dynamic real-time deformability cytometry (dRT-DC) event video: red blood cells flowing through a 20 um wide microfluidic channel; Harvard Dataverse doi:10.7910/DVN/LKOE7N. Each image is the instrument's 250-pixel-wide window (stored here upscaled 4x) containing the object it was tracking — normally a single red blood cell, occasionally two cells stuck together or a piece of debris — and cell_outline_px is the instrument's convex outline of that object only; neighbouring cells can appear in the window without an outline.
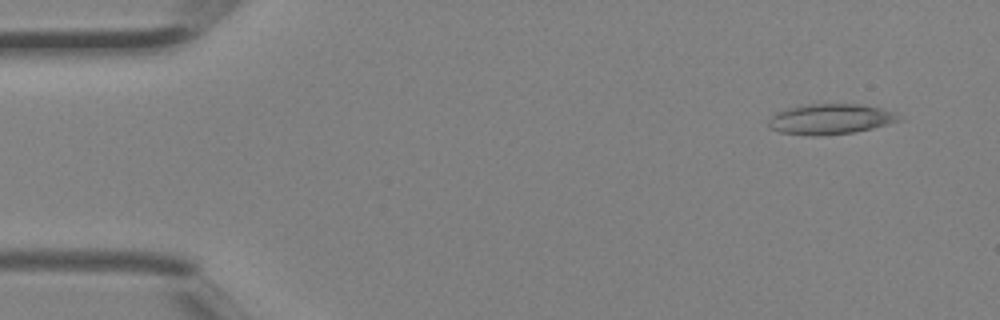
{"species": "Egyptian fruit bat (a non-hibernating species)", "species_latin": "Rousettus aegyptiacus", "temperature_condition": "room temperature", "stored_images_in_passage": 3, "camera_frame_rate_fps": 3000, "um_per_image_px": 0.085, "animal": {"sex": "female"}, "frame": {"image": 1, "passage_image": 1, "time_ms": 0.0, "image_size_px": [1000, 320], "cell_outline_px": [[904, 120], [856, 132], [820, 136], [812, 136], [780, 132], [772, 128], [768, 124], [768, 120], [776, 112], [788, 108], [812, 104], [856, 104], [880, 108], [896, 112]], "centroid_in_image_um": [70.62, 10.13], "position_along_channel_um": 14.4, "area_um2": 23.06}}
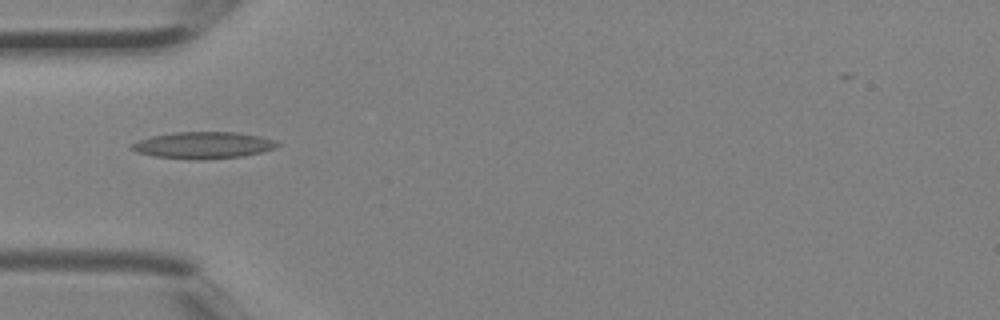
{"frame": {"image": 2, "passage_image": 3, "time_ms": 0.667, "image_size_px": [1000, 320], "cell_outline_px": [[280, 144], [276, 148], [244, 156], [204, 160], [196, 160], [156, 156], [136, 152], [128, 148], [128, 144], [152, 136], [176, 132], [236, 132], [260, 136], [276, 140]], "centroid_in_image_um": [17.28, 12.34], "position_along_channel_um": 67.7, "area_um2": 22.83}}